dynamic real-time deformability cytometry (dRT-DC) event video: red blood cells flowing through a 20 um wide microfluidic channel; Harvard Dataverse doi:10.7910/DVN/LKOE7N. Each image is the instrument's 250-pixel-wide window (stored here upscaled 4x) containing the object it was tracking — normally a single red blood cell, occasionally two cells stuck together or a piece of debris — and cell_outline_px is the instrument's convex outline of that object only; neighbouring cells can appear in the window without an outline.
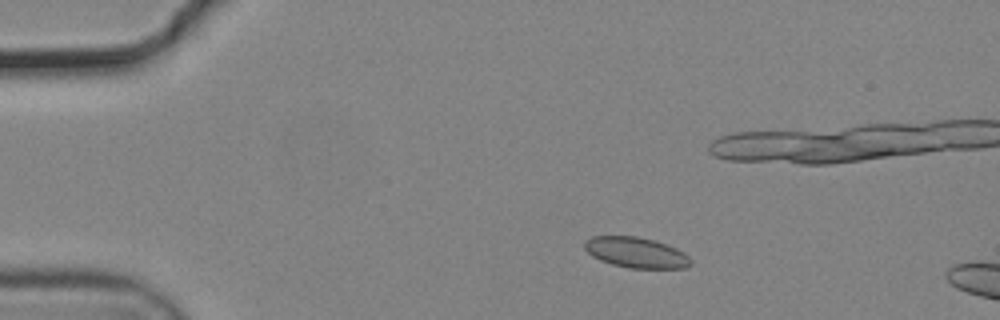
{"species": "common noctule bat (a hibernating species)", "species_latin": "Nyctalus noctula", "temperature_condition": "cold", "stored_images_in_passage": 14, "camera_frame_rate_fps": 3000, "um_per_image_px": 0.085, "animal": {"sex": "male", "body_mass_g": 19.2, "forearm_length_mm": 51.8}, "frame": {"image": 1, "passage_image": 8, "time_ms": 2.333, "image_size_px": [1000, 320], "cell_outline_px": [[692, 264], [684, 268], [628, 268], [612, 264], [600, 260], [592, 256], [584, 248], [584, 240], [592, 236], [636, 236], [652, 240], [676, 248], [684, 252], [692, 260]], "centroid_in_image_um": [54.05, 21.46], "position_along_channel_um": 31.0, "area_um2": 18.9}}